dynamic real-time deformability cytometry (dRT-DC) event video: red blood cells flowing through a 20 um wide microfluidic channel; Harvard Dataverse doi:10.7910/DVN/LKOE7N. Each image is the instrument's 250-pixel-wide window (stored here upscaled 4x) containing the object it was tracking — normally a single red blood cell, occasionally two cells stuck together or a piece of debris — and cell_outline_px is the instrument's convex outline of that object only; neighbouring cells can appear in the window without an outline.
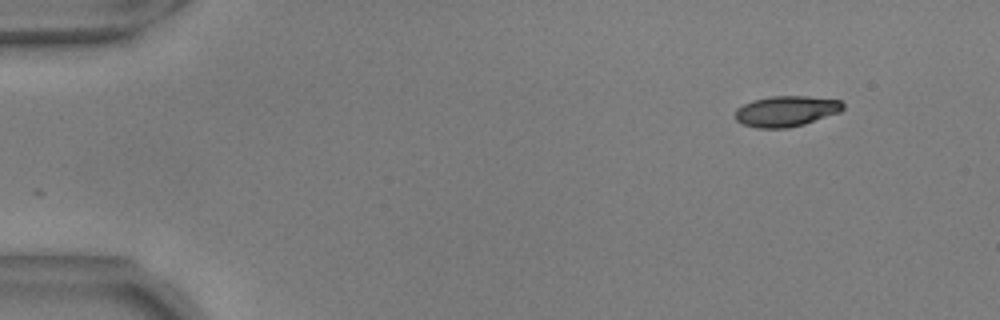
{"species": "common noctule bat (a hibernating species)", "species_latin": "Nyctalus noctula", "temperature_condition": "warm", "stored_images_in_passage": 50, "camera_frame_rate_fps": 3000, "um_per_image_px": 0.085, "animal": {"sex": "male", "body_mass_g": 17.9, "forearm_length_mm": 54.2}, "frame": {"image": 1, "passage_image": 1, "time_ms": 0.0, "image_size_px": [1000, 320], "cell_outline_px": [[844, 108], [840, 112], [804, 124], [788, 128], [756, 128], [744, 124], [736, 120], [736, 108], [752, 100], [772, 96], [808, 96], [840, 100], [844, 104]], "centroid_in_image_um": [66.84, 9.44], "position_along_channel_um": 18.2, "area_um2": 19.25}}
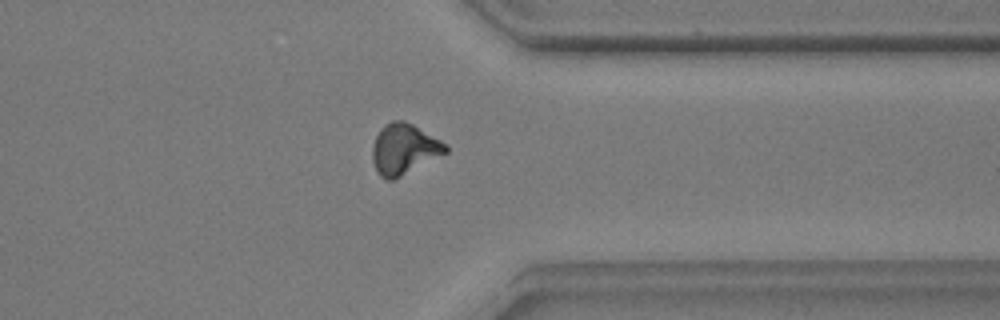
{"frame": {"image": 2, "passage_image": 39, "time_ms": 12.667, "image_size_px": [1000, 320], "cell_outline_px": [[448, 152], [392, 180], [384, 180], [376, 172], [372, 160], [372, 148], [376, 136], [392, 120], [404, 120], [412, 124], [448, 144]], "centroid_in_image_um": [34.35, 12.69], "position_along_channel_um": 377.1, "area_um2": 21.33}}
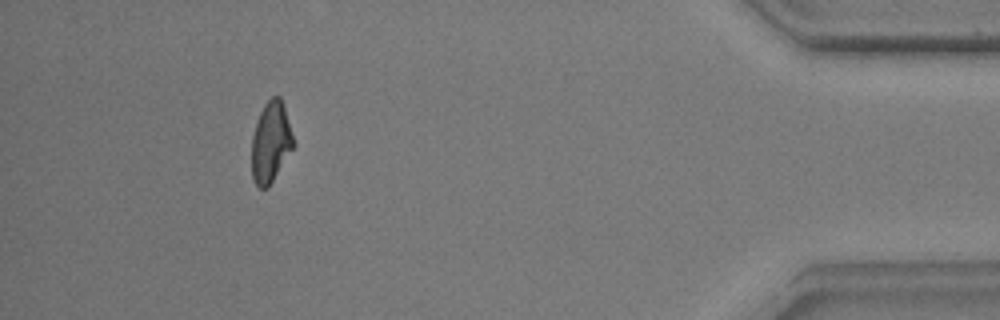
{"frame": {"image": 3, "passage_image": 46, "time_ms": 15.0, "image_size_px": [1000, 320], "cell_outline_px": [[296, 144], [268, 188], [260, 188], [252, 180], [252, 136], [256, 120], [264, 104], [272, 96], [280, 96], [284, 104]], "centroid_in_image_um": [23.03, 12.07], "position_along_channel_um": 412.2, "area_um2": 19.94}, "authors_computed_cell_mechanics": {"area_um2": 20.23, "velocity_mm_per_s": 3.6832, "shape_relaxation_time_tau1_ms": 6.3144, "shape_relaxation_time_tau2_ms": 2.3957, "deformation_change_tau1": 0.2105, "deformation_change_tau2": 0.102}}